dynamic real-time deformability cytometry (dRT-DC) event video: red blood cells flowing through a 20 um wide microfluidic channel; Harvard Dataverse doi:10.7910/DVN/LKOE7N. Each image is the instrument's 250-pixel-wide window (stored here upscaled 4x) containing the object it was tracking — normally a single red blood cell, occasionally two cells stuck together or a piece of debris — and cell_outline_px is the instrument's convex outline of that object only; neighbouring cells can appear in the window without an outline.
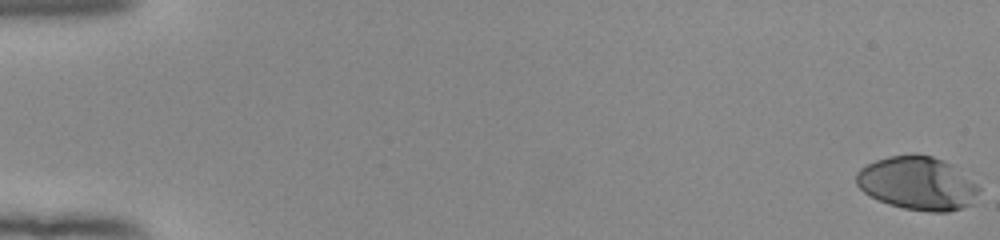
{"species": "human", "species_latin": "Homo sapiens", "temperature_condition": "room temperature", "stored_images_in_passage": 54, "camera_frame_rate_fps": 3000, "um_per_image_px": 0.085, "donor": {"sex": "female"}, "frame": {"image": 1, "passage_image": 1, "time_ms": 0.0, "image_size_px": [1000, 240], "cell_outline_px": [[980, 188], [972, 204], [948, 212], [932, 212], [904, 208], [888, 204], [864, 192], [856, 184], [856, 172], [860, 168], [876, 160], [888, 156], [912, 152], [916, 152], [932, 156], [944, 160], [952, 164], [976, 184]], "centroid_in_image_um": [77.98, 15.55], "position_along_channel_um": 7.0, "area_um2": 38.32}}
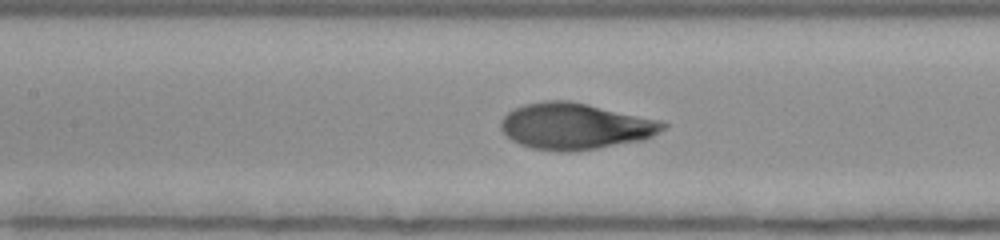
{"frame": {"image": 2, "passage_image": 27, "time_ms": 8.667, "image_size_px": [1000, 240], "cell_outline_px": [[668, 124], [660, 132], [644, 140], [596, 148], [568, 152], [560, 152], [532, 148], [520, 144], [512, 140], [500, 128], [500, 120], [512, 108], [524, 104], [544, 100], [568, 100], [588, 104], [660, 120]], "centroid_in_image_um": [48.87, 10.72], "position_along_channel_um": 158.5, "area_um2": 43.81}}
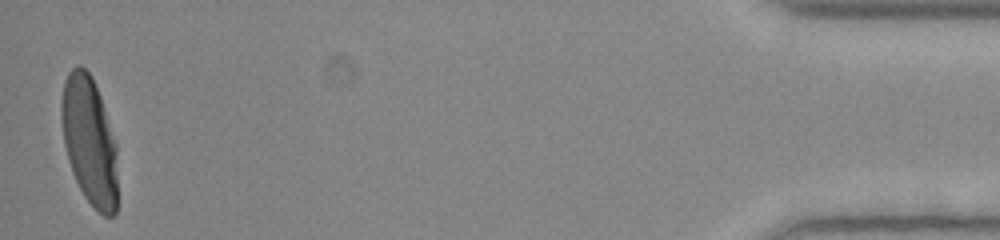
{"frame": {"image": 3, "passage_image": 54, "time_ms": 17.667, "image_size_px": [1000, 240], "cell_outline_px": [[116, 212], [112, 216], [104, 216], [84, 196], [72, 172], [68, 160], [64, 144], [60, 116], [60, 104], [64, 80], [68, 72], [76, 64], [80, 64], [92, 76], [100, 96], [116, 144]], "centroid_in_image_um": [7.56, 11.91], "position_along_channel_um": 427.6, "area_um2": 41.79}, "authors_computed_cell_mechanics": {"area_um2": 41.616, "velocity_mm_per_s": 3.9097, "shape_relaxation_time_tau1_ms": 5.3083, "shape_relaxation_time_tau2_ms": null, "deformation_change_tau1": 0.2584, "deformation_change_tau2": null}}